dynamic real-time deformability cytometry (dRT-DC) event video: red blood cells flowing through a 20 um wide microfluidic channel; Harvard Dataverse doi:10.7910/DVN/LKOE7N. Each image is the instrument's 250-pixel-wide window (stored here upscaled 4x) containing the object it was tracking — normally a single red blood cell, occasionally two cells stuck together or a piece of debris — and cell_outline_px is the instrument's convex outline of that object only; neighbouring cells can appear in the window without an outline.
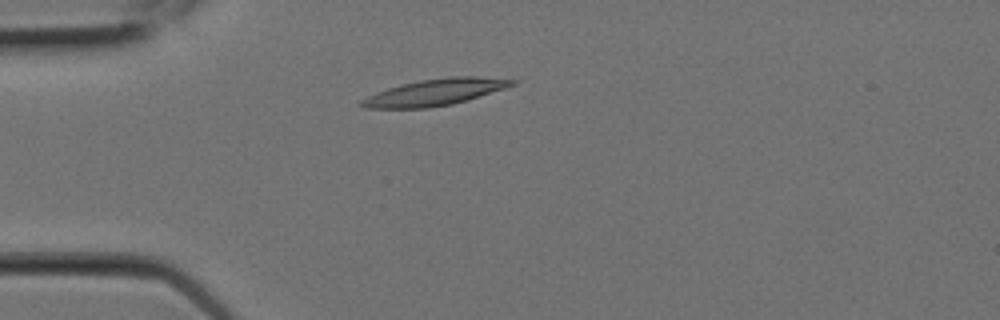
{"species": "Egyptian fruit bat (a non-hibernating species)", "species_latin": "Rousettus aegyptiacus", "temperature_condition": "room temperature", "stored_images_in_passage": 7, "camera_frame_rate_fps": 3000, "um_per_image_px": 0.085, "animal": {"sex": "female"}, "frame": {"image": 1, "passage_image": 4, "time_ms": 1.0, "image_size_px": [1000, 320], "cell_outline_px": [[520, 80], [516, 84], [504, 88], [452, 104], [428, 108], [364, 108], [360, 104], [360, 100], [368, 96], [388, 88], [400, 84], [420, 80], [448, 76], [476, 76]], "centroid_in_image_um": [36.98, 7.83], "position_along_channel_um": 48.0, "area_um2": 23.06}}
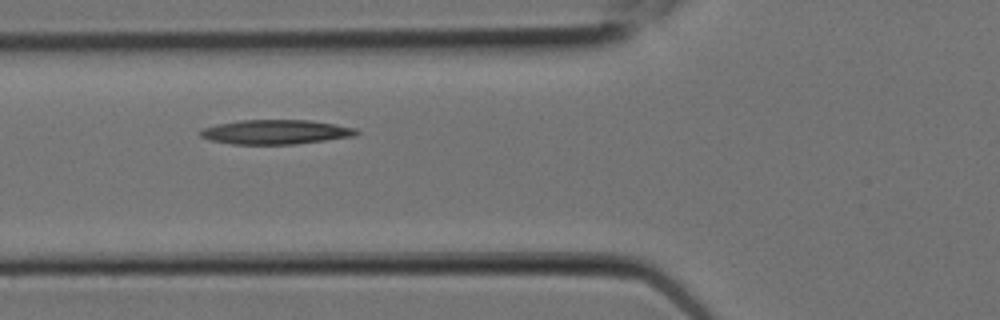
{"frame": {"image": 2, "passage_image": 6, "time_ms": 1.667, "image_size_px": [1000, 320], "cell_outline_px": [[360, 132], [356, 136], [296, 144], [232, 144], [212, 140], [200, 136], [200, 132], [204, 128], [216, 124], [240, 120], [308, 120], [336, 124], [356, 128]], "centroid_in_image_um": [23.48, 11.21], "position_along_channel_um": 102.3, "area_um2": 22.2}}
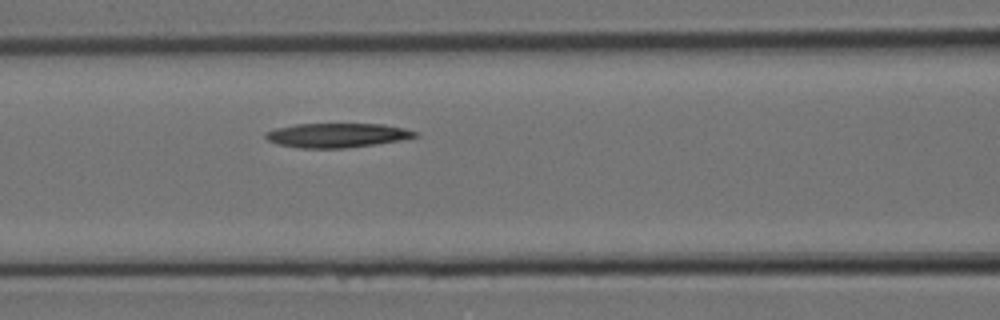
{"frame": {"image": 3, "passage_image": 7, "time_ms": 2.0, "image_size_px": [1000, 320], "cell_outline_px": [[420, 136], [400, 140], [376, 144], [344, 148], [300, 148], [276, 144], [268, 140], [264, 136], [264, 132], [276, 128], [296, 124], [384, 124], [404, 128], [416, 132]], "centroid_in_image_um": [28.62, 11.5], "position_along_channel_um": 138.0, "area_um2": 21.21}}